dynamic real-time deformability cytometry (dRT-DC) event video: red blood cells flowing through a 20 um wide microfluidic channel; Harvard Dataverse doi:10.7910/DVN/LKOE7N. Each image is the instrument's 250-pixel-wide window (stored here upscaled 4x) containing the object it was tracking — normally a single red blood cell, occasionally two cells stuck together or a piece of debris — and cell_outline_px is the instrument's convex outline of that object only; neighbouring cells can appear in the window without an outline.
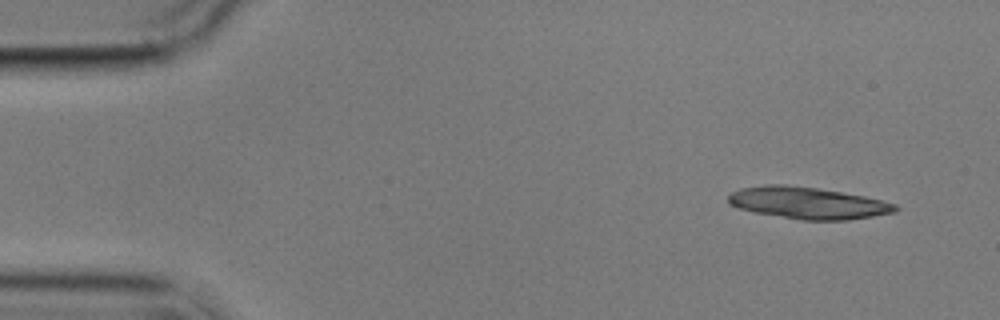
{"species": "common noctule bat (a hibernating species)", "species_latin": "Nyctalus noctula", "temperature_condition": "cold", "stored_images_in_passage": 5, "camera_frame_rate_fps": 3000, "um_per_image_px": 0.085, "animal": {"sex": "male", "body_mass_g": 17.9}, "frame": {"image": 1, "passage_image": 1, "time_ms": 0.0, "image_size_px": [1000, 320], "cell_outline_px": [[900, 208], [896, 212], [848, 220], [804, 220], [756, 212], [740, 208], [728, 204], [728, 196], [732, 192], [740, 188], [764, 184], [784, 184], [816, 188], [864, 196], [896, 204]], "centroid_in_image_um": [68.66, 17.24], "position_along_channel_um": 16.3, "area_um2": 30.75}}